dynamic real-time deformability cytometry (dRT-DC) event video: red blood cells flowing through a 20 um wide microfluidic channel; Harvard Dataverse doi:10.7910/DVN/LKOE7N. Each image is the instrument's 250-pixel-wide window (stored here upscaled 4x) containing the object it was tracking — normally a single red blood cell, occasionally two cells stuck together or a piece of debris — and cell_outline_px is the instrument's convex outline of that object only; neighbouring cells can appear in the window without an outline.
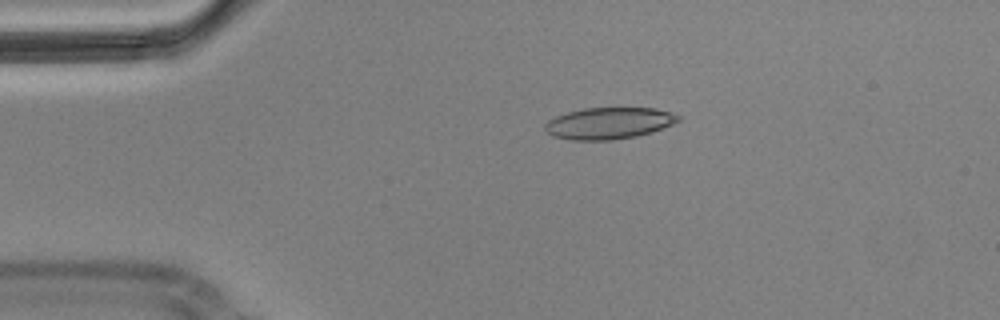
{"species": "Egyptian fruit bat (a non-hibernating species)", "species_latin": "Rousettus aegyptiacus", "temperature_condition": "cold", "stored_images_in_passage": 5, "camera_frame_rate_fps": 3000, "um_per_image_px": 0.085, "animal": {"sex": "male"}, "frame": {"image": 1, "passage_image": 1, "time_ms": 0.0, "image_size_px": [1000, 320], "cell_outline_px": [[680, 120], [672, 124], [652, 132], [636, 136], [612, 140], [572, 140], [552, 136], [544, 128], [544, 124], [548, 120], [556, 116], [568, 112], [584, 108], [656, 108], [680, 116]], "centroid_in_image_um": [51.73, 10.48], "position_along_channel_um": 33.3, "area_um2": 24.45}}